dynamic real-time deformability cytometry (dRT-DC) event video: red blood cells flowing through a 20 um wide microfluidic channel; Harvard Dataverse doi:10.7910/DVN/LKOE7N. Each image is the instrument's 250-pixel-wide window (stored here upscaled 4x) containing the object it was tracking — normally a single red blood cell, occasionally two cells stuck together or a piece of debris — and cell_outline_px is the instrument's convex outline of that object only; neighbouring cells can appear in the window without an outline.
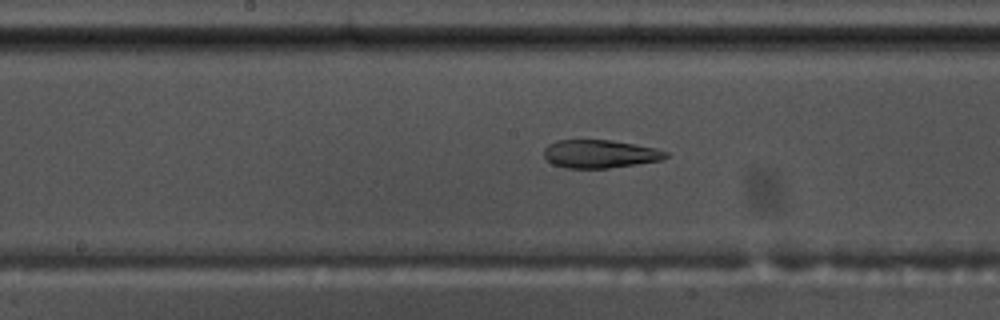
{"species": "common noctule bat (a hibernating species)", "species_latin": "Nyctalus noctula", "temperature_condition": "warm", "stored_images_in_passage": 43, "camera_frame_rate_fps": 3000, "um_per_image_px": 0.085, "animal": {"sex": "male", "body_mass_g": 17.5, "forearm_length_mm": 52.3}, "frame": {"image": 1, "passage_image": 16, "time_ms": 5.0, "image_size_px": [1000, 320], "cell_outline_px": [[668, 156], [660, 160], [636, 164], [608, 168], [564, 168], [552, 164], [544, 156], [544, 148], [548, 144], [556, 140], [612, 140], [656, 148], [668, 152]], "centroid_in_image_um": [50.96, 13.08], "position_along_channel_um": 197.2, "area_um2": 20.0}}
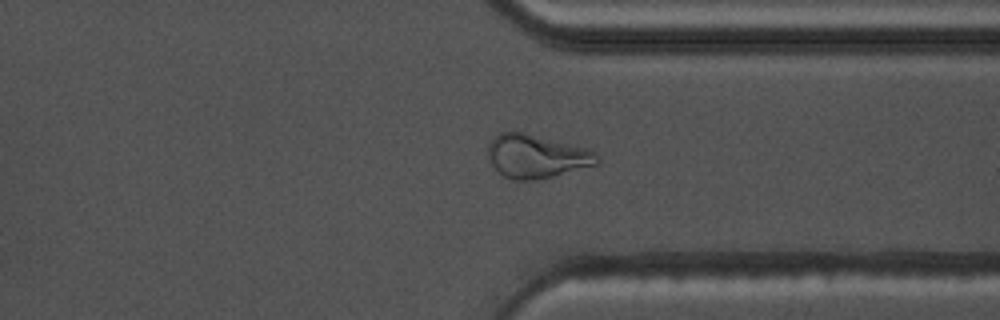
{"frame": {"image": 2, "passage_image": 30, "time_ms": 9.667, "image_size_px": [1000, 320], "cell_outline_px": [[600, 164], [536, 180], [512, 180], [504, 176], [492, 164], [488, 156], [488, 144], [500, 132], [524, 132], [588, 148], [596, 152], [600, 160]], "centroid_in_image_um": [45.64, 13.28], "position_along_channel_um": 365.8, "area_um2": 27.63}}
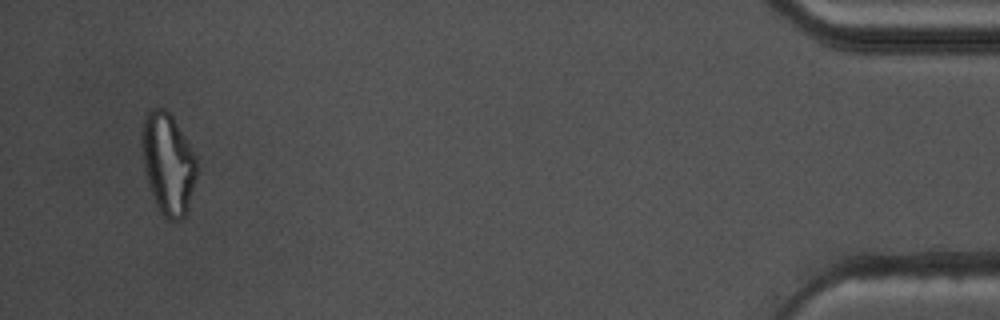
{"frame": {"image": 3, "passage_image": 41, "time_ms": 13.333, "image_size_px": [1000, 320], "cell_outline_px": [[196, 176], [188, 208], [184, 216], [180, 220], [168, 220], [160, 212], [156, 204], [144, 168], [144, 116], [152, 108], [164, 108], [172, 116], [196, 156]], "centroid_in_image_um": [14.32, 13.93], "position_along_channel_um": 420.9, "area_um2": 31.33}, "authors_computed_cell_mechanics": {"area_um2": 22.4842, "velocity_mm_per_s": 3.6219, "shape_relaxation_time_tau1_ms": null, "shape_relaxation_time_tau2_ms": 1.9889, "deformation_change_tau1": null, "deformation_change_tau2": 0.1059}}